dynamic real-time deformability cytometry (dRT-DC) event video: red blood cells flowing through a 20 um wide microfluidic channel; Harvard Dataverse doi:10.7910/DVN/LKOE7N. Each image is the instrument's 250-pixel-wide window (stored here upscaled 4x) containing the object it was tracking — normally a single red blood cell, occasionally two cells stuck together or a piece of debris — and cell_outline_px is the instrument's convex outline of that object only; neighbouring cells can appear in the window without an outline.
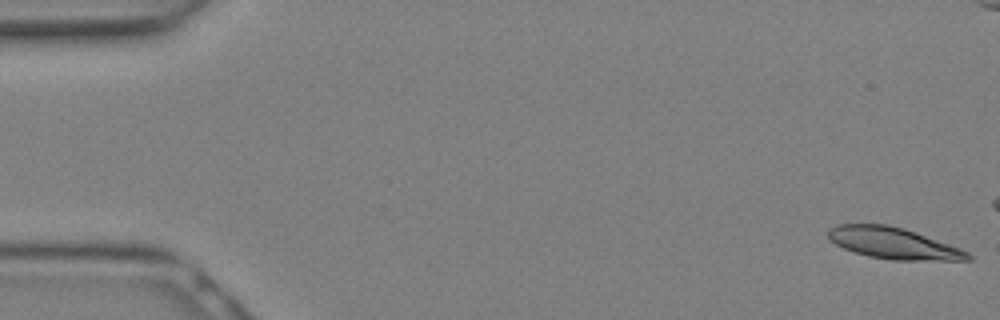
{"species": "Egyptian fruit bat (a non-hibernating species)", "species_latin": "Rousettus aegyptiacus", "temperature_condition": "warm", "stored_images_in_passage": 8, "camera_frame_rate_fps": 3000, "um_per_image_px": 0.085, "animal": {"sex": "female"}, "frame": {"image": 1, "passage_image": 1, "time_ms": 0.0, "image_size_px": [1000, 320], "cell_outline_px": [[972, 260], [892, 260], [868, 256], [844, 248], [828, 240], [828, 228], [836, 224], [888, 224], [904, 228], [960, 248], [968, 252], [972, 256]], "centroid_in_image_um": [75.91, 20.66], "position_along_channel_um": 9.1, "area_um2": 25.49}}